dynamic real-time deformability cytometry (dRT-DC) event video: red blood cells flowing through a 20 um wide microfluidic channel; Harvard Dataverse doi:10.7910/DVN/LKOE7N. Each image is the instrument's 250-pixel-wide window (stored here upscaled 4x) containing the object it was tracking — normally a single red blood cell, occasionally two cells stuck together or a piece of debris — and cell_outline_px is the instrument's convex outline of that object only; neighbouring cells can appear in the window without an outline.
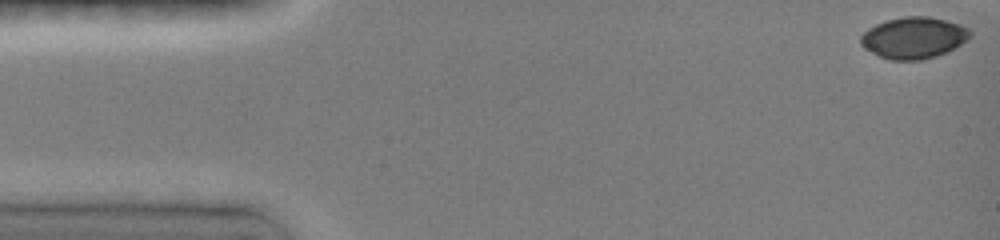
{"species": "common noctule bat (a hibernating species)", "species_latin": "Nyctalus noctula", "temperature_condition": "room temperature", "stored_images_in_passage": 55, "camera_frame_rate_fps": 3000, "um_per_image_px": 0.085, "animal": {"sex": "female", "body_mass_g": 19.0, "forearm_length_mm": 51.5}, "frame": {"image": 1, "passage_image": 1, "time_ms": 0.0, "image_size_px": [1000, 240], "cell_outline_px": [[972, 36], [968, 40], [936, 56], [920, 60], [892, 60], [880, 56], [864, 48], [860, 44], [860, 36], [868, 28], [876, 24], [888, 20], [904, 16], [928, 16], [960, 24], [968, 28], [972, 32]], "centroid_in_image_um": [77.66, 3.2], "position_along_channel_um": 7.3, "area_um2": 26.3}}
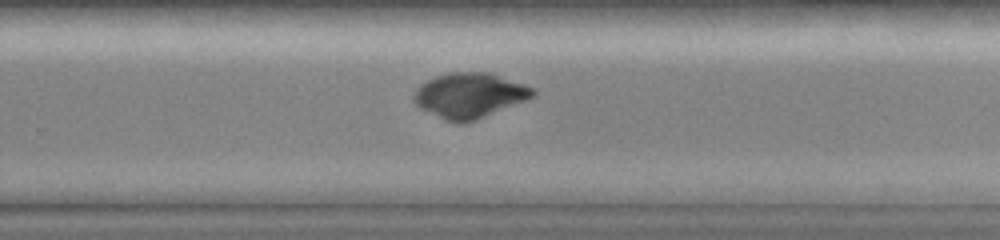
{"frame": {"image": 2, "passage_image": 42, "time_ms": 10.0, "image_size_px": [1000, 240], "cell_outline_px": [[536, 92], [532, 96], [524, 100], [476, 120], [464, 124], [456, 124], [444, 120], [420, 108], [416, 104], [412, 96], [420, 84], [436, 76], [452, 72], [488, 72], [524, 84], [532, 88]], "centroid_in_image_um": [39.86, 8.12], "position_along_channel_um": 289.9, "area_um2": 30.98}}
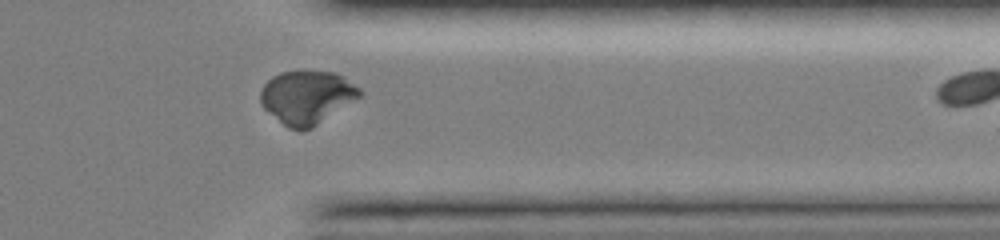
{"frame": {"image": 3, "passage_image": 54, "time_ms": 12.333, "image_size_px": [1000, 240], "cell_outline_px": [[364, 92], [360, 96], [312, 128], [288, 128], [268, 112], [260, 104], [260, 92], [264, 84], [272, 76], [280, 72], [336, 72], [344, 76], [360, 88]], "centroid_in_image_um": [26.08, 8.24], "position_along_channel_um": 385.3, "area_um2": 30.4}}